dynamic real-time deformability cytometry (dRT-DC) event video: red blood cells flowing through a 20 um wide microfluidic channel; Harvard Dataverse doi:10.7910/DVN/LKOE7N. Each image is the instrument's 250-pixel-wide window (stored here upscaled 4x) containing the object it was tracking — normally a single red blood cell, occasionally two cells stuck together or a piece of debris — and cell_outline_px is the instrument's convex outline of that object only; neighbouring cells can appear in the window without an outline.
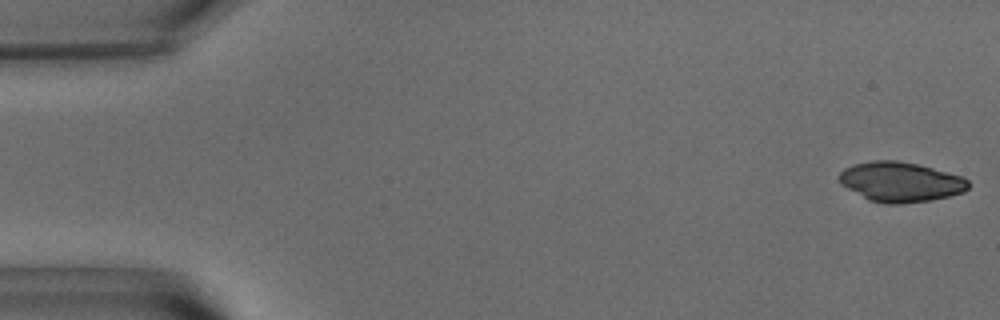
{"species": "common noctule bat (a hibernating species)", "species_latin": "Nyctalus noctula", "temperature_condition": "warm", "stored_images_in_passage": 15, "camera_frame_rate_fps": 3000, "um_per_image_px": 0.085, "animal": {"sex": "male", "body_mass_g": 15.6}, "frame": {"image": 1, "passage_image": 1, "time_ms": 0.0, "image_size_px": [1000, 320], "cell_outline_px": [[968, 188], [964, 192], [932, 200], [900, 204], [884, 204], [868, 200], [840, 184], [840, 172], [844, 168], [852, 164], [872, 160], [896, 160], [916, 164], [932, 168], [960, 176], [968, 180]], "centroid_in_image_um": [76.51, 15.47], "position_along_channel_um": 8.5, "area_um2": 29.94}}